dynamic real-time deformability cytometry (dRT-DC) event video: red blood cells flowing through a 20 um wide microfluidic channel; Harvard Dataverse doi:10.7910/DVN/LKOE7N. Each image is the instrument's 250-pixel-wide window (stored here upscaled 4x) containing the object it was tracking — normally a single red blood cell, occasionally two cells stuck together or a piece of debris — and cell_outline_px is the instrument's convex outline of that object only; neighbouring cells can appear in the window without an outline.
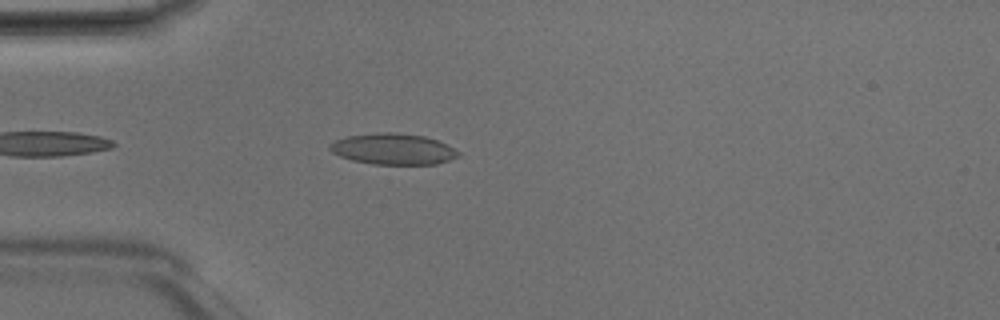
{"species": "Egyptian fruit bat (a non-hibernating species)", "species_latin": "Rousettus aegyptiacus", "temperature_condition": "room temperature", "stored_images_in_passage": 25, "camera_frame_rate_fps": 3000, "um_per_image_px": 0.085, "animal": {"sex": "male"}, "frame": {"image": 1, "passage_image": 4, "time_ms": 1.0, "image_size_px": [1000, 320], "cell_outline_px": [[460, 156], [436, 164], [372, 164], [352, 160], [340, 156], [332, 152], [328, 148], [328, 144], [336, 140], [348, 136], [376, 132], [396, 132], [424, 136], [436, 140], [460, 152]], "centroid_in_image_um": [33.38, 12.66], "position_along_channel_um": 51.6, "area_um2": 23.18}}
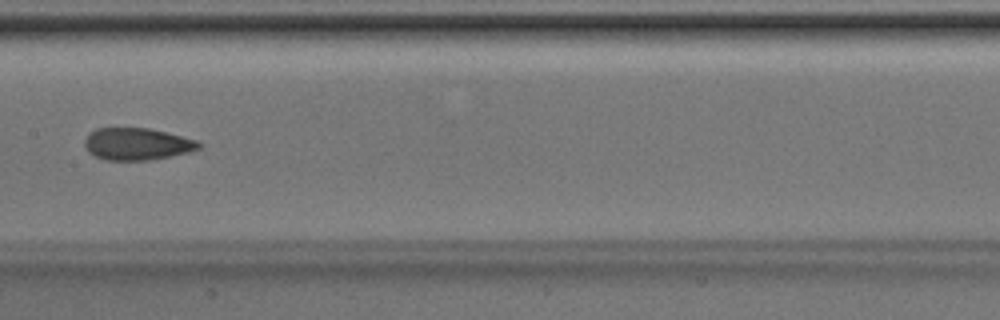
{"frame": {"image": 2, "passage_image": 15, "time_ms": 4.667, "image_size_px": [1000, 320], "cell_outline_px": [[200, 148], [188, 152], [148, 160], [104, 160], [88, 152], [84, 144], [84, 140], [88, 132], [96, 128], [148, 128], [196, 140], [200, 144]], "centroid_in_image_um": [11.57, 12.23], "position_along_channel_um": 195.8, "area_um2": 21.15}}
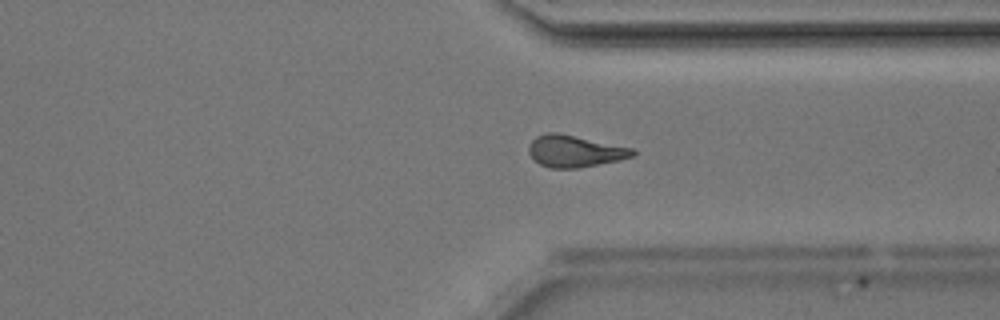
{"frame": {"image": 3, "passage_image": 24, "time_ms": 7.667, "image_size_px": [1000, 320], "cell_outline_px": [[636, 156], [620, 160], [576, 168], [548, 168], [540, 164], [528, 152], [528, 144], [536, 136], [548, 132], [560, 132], [636, 148]], "centroid_in_image_um": [48.9, 12.83], "position_along_channel_um": 362.5, "area_um2": 19.65}}